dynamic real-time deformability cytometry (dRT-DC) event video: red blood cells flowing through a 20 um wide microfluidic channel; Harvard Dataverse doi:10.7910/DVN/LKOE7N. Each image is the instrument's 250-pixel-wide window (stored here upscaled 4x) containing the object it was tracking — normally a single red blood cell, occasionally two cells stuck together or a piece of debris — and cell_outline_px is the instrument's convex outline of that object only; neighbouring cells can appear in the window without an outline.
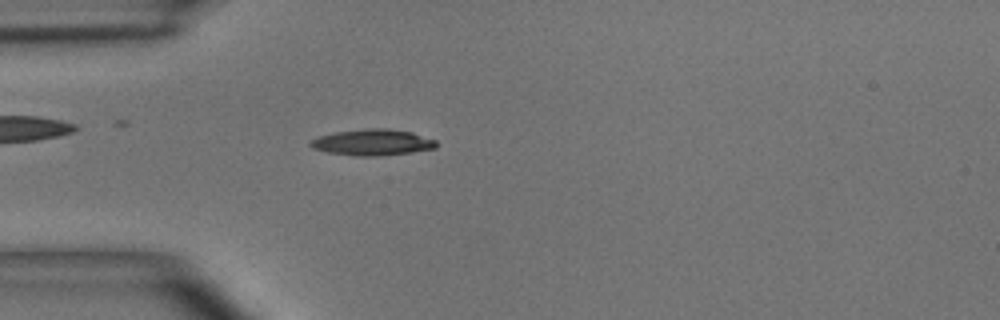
{"species": "common noctule bat (a hibernating species)", "species_latin": "Nyctalus noctula", "temperature_condition": "room temperature", "stored_images_in_passage": 51, "camera_frame_rate_fps": 3000, "um_per_image_px": 0.085, "animal": {"sex": "male", "body_mass_g": 15.6}, "frame": {"image": 1, "passage_image": 15, "time_ms": 4.667, "image_size_px": [1000, 320], "cell_outline_px": [[436, 148], [412, 152], [384, 156], [356, 156], [328, 152], [312, 148], [308, 144], [312, 140], [320, 136], [336, 132], [364, 128], [388, 128], [412, 132], [436, 140]], "centroid_in_image_um": [31.68, 12.1], "position_along_channel_um": 53.3, "area_um2": 19.25}}
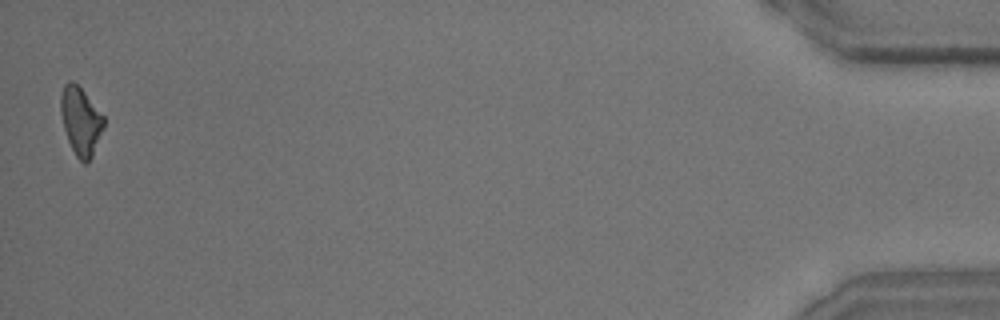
{"frame": {"image": 2, "passage_image": 51, "time_ms": 16.667, "image_size_px": [1000, 320], "cell_outline_px": [[104, 128], [92, 156], [84, 164], [76, 156], [68, 140], [64, 128], [60, 112], [60, 96], [64, 84], [68, 80], [72, 80], [84, 92], [104, 116]], "centroid_in_image_um": [6.85, 10.27], "position_along_channel_um": 428.4, "area_um2": 16.94}, "authors_computed_cell_mechanics": {"area_um2": 17.6868, "velocity_mm_per_s": 3.9372, "shape_relaxation_time_tau1_ms": 4.3879, "shape_relaxation_time_tau2_ms": 7.9739, "deformation_change_tau1": 0.1444, "deformation_change_tau2": 0.1962}}